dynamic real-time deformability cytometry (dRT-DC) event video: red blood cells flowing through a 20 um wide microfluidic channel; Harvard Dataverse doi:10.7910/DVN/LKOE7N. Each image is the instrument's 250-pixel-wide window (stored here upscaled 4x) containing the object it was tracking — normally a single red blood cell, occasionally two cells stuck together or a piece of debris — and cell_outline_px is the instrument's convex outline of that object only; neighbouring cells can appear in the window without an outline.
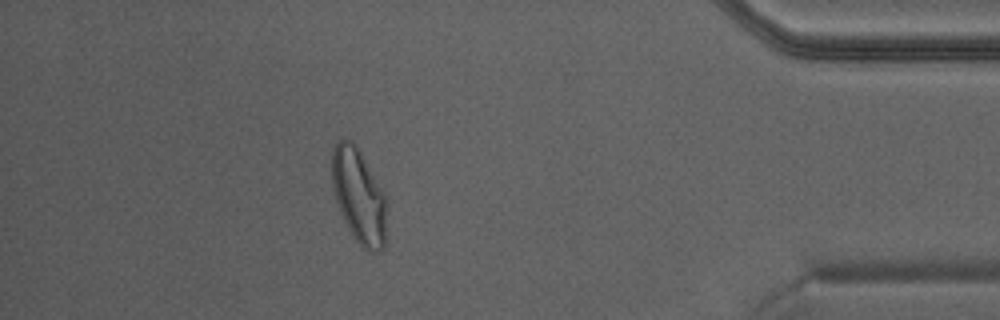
{"species": "Egyptian fruit bat (a non-hibernating species)", "species_latin": "Rousettus aegyptiacus", "temperature_condition": "warm", "stored_images_in_passage": 31, "camera_frame_rate_fps": 3000, "um_per_image_px": 0.085, "animal": {"sex": "male"}, "frame": {"image": 1, "passage_image": 27, "time_ms": 8.667, "image_size_px": [1000, 320], "cell_outline_px": [[388, 200], [384, 244], [380, 252], [368, 252], [356, 240], [348, 228], [340, 212], [332, 188], [332, 148], [340, 140], [352, 140], [356, 144], [384, 192]], "centroid_in_image_um": [30.52, 16.67], "position_along_channel_um": 404.7, "area_um2": 30.35}}